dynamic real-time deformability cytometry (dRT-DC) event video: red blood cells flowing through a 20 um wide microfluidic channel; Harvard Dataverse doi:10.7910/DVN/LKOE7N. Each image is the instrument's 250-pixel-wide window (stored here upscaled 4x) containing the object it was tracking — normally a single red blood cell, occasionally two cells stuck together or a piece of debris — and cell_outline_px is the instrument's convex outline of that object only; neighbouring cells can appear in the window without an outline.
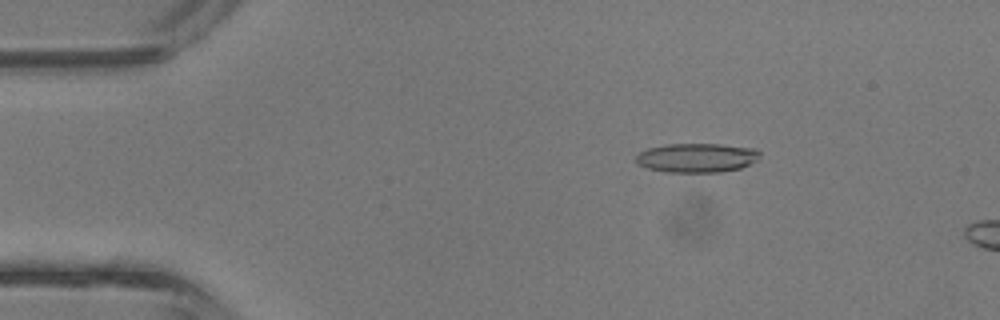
{"species": "common noctule bat (a hibernating species)", "species_latin": "Nyctalus noctula", "temperature_condition": "room temperature", "stored_images_in_passage": 2, "camera_frame_rate_fps": 3000, "um_per_image_px": 0.085, "animal": {"sex": "male", "body_mass_g": 13.3}, "frame": {"image": 1, "passage_image": 1, "time_ms": 0.0, "image_size_px": [1000, 320], "cell_outline_px": [[760, 156], [756, 160], [740, 168], [720, 172], [668, 172], [648, 168], [636, 164], [636, 156], [640, 152], [648, 148], [668, 144], [720, 144], [756, 148], [760, 152]], "centroid_in_image_um": [59.23, 13.4], "position_along_channel_um": 25.8, "area_um2": 21.04}}